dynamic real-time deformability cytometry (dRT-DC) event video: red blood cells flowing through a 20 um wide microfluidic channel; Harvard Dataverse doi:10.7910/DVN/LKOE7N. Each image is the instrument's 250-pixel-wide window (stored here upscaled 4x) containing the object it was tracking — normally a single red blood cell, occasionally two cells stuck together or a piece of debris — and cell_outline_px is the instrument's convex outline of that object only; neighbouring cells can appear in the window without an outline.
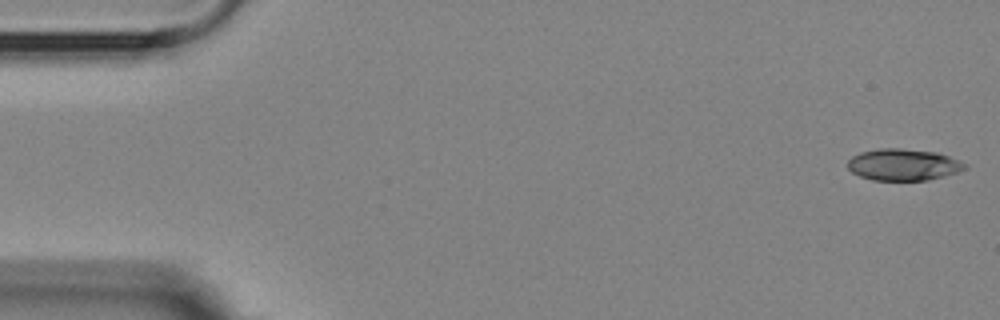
{"species": "Egyptian fruit bat (a non-hibernating species)", "species_latin": "Rousettus aegyptiacus", "temperature_condition": "room temperature", "stored_images_in_passage": 4, "camera_frame_rate_fps": 3000, "um_per_image_px": 0.085, "animal": {"sex": "female"}, "frame": {"image": 1, "passage_image": 1, "time_ms": 0.0, "image_size_px": [1000, 320], "cell_outline_px": [[968, 168], [960, 172], [928, 180], [872, 180], [860, 176], [852, 172], [848, 168], [848, 160], [852, 156], [860, 152], [880, 148], [900, 148], [936, 152], [948, 156], [968, 164]], "centroid_in_image_um": [76.8, 14.0], "position_along_channel_um": 8.2, "area_um2": 21.73}}